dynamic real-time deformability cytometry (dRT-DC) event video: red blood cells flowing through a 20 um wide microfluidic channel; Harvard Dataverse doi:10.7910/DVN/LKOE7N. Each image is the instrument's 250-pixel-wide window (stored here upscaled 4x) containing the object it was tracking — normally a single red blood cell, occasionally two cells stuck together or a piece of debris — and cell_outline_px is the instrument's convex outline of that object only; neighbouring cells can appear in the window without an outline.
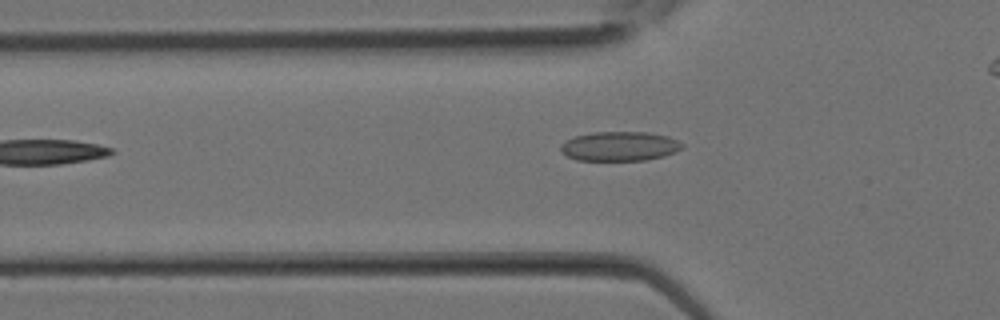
{"species": "Egyptian fruit bat (a non-hibernating species)", "species_latin": "Rousettus aegyptiacus", "temperature_condition": "room temperature", "stored_images_in_passage": 8, "camera_frame_rate_fps": 3000, "um_per_image_px": 0.085, "animal": {"sex": "female"}, "frame": {"image": 1, "passage_image": 8, "time_ms": 2.333, "image_size_px": [1000, 320], "cell_outline_px": [[684, 144], [676, 152], [664, 156], [648, 160], [576, 160], [560, 152], [560, 144], [564, 140], [576, 136], [592, 132], [648, 132], [668, 136]], "centroid_in_image_um": [52.64, 12.43], "position_along_channel_um": 73.2, "area_um2": 20.92}}